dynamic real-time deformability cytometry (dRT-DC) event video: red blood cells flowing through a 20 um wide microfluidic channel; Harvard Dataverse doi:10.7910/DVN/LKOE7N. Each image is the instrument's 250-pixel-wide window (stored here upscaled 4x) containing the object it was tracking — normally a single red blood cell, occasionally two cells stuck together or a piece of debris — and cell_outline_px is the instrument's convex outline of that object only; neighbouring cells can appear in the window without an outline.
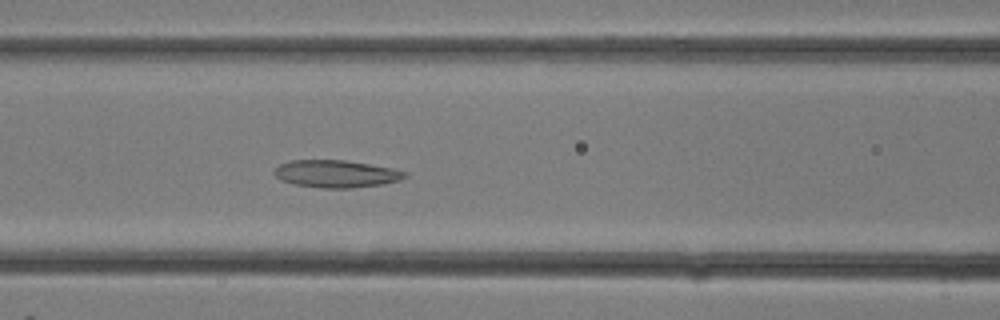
{"species": "common noctule bat (a hibernating species)", "species_latin": "Nyctalus noctula", "temperature_condition": "room temperature", "stored_images_in_passage": 12, "camera_frame_rate_fps": 3000, "um_per_image_px": 0.085, "animal": {"sex": "female"}, "frame": {"image": 1, "passage_image": 12, "time_ms": 3.667, "image_size_px": [1000, 320], "cell_outline_px": [[408, 176], [400, 180], [380, 184], [352, 188], [320, 188], [296, 184], [284, 180], [276, 176], [272, 172], [280, 164], [292, 160], [344, 160], [392, 168], [408, 172]], "centroid_in_image_um": [28.6, 14.77], "position_along_channel_um": 138.0, "area_um2": 20.63}}